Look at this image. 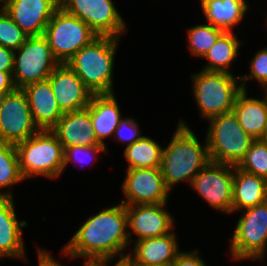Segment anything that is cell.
Segmentation results:
<instances>
[{"instance_id": "5bb4252c", "label": "cell", "mask_w": 267, "mask_h": 266, "mask_svg": "<svg viewBox=\"0 0 267 266\" xmlns=\"http://www.w3.org/2000/svg\"><path fill=\"white\" fill-rule=\"evenodd\" d=\"M166 203L126 206L129 241L167 235L174 231V218L166 211ZM165 208V209H164ZM137 240L132 239V233Z\"/></svg>"}, {"instance_id": "cb8c5ba5", "label": "cell", "mask_w": 267, "mask_h": 266, "mask_svg": "<svg viewBox=\"0 0 267 266\" xmlns=\"http://www.w3.org/2000/svg\"><path fill=\"white\" fill-rule=\"evenodd\" d=\"M199 1L207 22L224 32H233L234 26L241 23L250 8L246 0Z\"/></svg>"}, {"instance_id": "7402d4cb", "label": "cell", "mask_w": 267, "mask_h": 266, "mask_svg": "<svg viewBox=\"0 0 267 266\" xmlns=\"http://www.w3.org/2000/svg\"><path fill=\"white\" fill-rule=\"evenodd\" d=\"M87 109L90 111L95 135L106 146L104 139L113 136L122 118L116 96L112 94H93Z\"/></svg>"}, {"instance_id": "2e32d148", "label": "cell", "mask_w": 267, "mask_h": 266, "mask_svg": "<svg viewBox=\"0 0 267 266\" xmlns=\"http://www.w3.org/2000/svg\"><path fill=\"white\" fill-rule=\"evenodd\" d=\"M48 79L63 113L79 111L89 106L93 93L66 63L59 64Z\"/></svg>"}, {"instance_id": "7bdbcfd3", "label": "cell", "mask_w": 267, "mask_h": 266, "mask_svg": "<svg viewBox=\"0 0 267 266\" xmlns=\"http://www.w3.org/2000/svg\"><path fill=\"white\" fill-rule=\"evenodd\" d=\"M263 89H264V96L267 100V85H265Z\"/></svg>"}, {"instance_id": "836d02e7", "label": "cell", "mask_w": 267, "mask_h": 266, "mask_svg": "<svg viewBox=\"0 0 267 266\" xmlns=\"http://www.w3.org/2000/svg\"><path fill=\"white\" fill-rule=\"evenodd\" d=\"M198 251V249L187 252L180 251L171 262V266H208Z\"/></svg>"}, {"instance_id": "e575fe53", "label": "cell", "mask_w": 267, "mask_h": 266, "mask_svg": "<svg viewBox=\"0 0 267 266\" xmlns=\"http://www.w3.org/2000/svg\"><path fill=\"white\" fill-rule=\"evenodd\" d=\"M14 51L0 45V71L13 72Z\"/></svg>"}, {"instance_id": "5b68a950", "label": "cell", "mask_w": 267, "mask_h": 266, "mask_svg": "<svg viewBox=\"0 0 267 266\" xmlns=\"http://www.w3.org/2000/svg\"><path fill=\"white\" fill-rule=\"evenodd\" d=\"M191 79L200 119L204 118L207 121L221 114L232 112L235 99L242 90L239 76L200 70L191 74Z\"/></svg>"}, {"instance_id": "7c38bea8", "label": "cell", "mask_w": 267, "mask_h": 266, "mask_svg": "<svg viewBox=\"0 0 267 266\" xmlns=\"http://www.w3.org/2000/svg\"><path fill=\"white\" fill-rule=\"evenodd\" d=\"M38 131L25 92L15 89L5 94L0 104V141L15 145Z\"/></svg>"}, {"instance_id": "60d3db41", "label": "cell", "mask_w": 267, "mask_h": 266, "mask_svg": "<svg viewBox=\"0 0 267 266\" xmlns=\"http://www.w3.org/2000/svg\"><path fill=\"white\" fill-rule=\"evenodd\" d=\"M7 0H0V9H4Z\"/></svg>"}, {"instance_id": "ab89813d", "label": "cell", "mask_w": 267, "mask_h": 266, "mask_svg": "<svg viewBox=\"0 0 267 266\" xmlns=\"http://www.w3.org/2000/svg\"><path fill=\"white\" fill-rule=\"evenodd\" d=\"M147 266H171V263H156V264H150Z\"/></svg>"}, {"instance_id": "4316f807", "label": "cell", "mask_w": 267, "mask_h": 266, "mask_svg": "<svg viewBox=\"0 0 267 266\" xmlns=\"http://www.w3.org/2000/svg\"><path fill=\"white\" fill-rule=\"evenodd\" d=\"M24 179L14 144L0 141V190L21 183ZM12 191L0 192V197H13Z\"/></svg>"}, {"instance_id": "8d00e7d4", "label": "cell", "mask_w": 267, "mask_h": 266, "mask_svg": "<svg viewBox=\"0 0 267 266\" xmlns=\"http://www.w3.org/2000/svg\"><path fill=\"white\" fill-rule=\"evenodd\" d=\"M48 252L40 247L38 248V266H65L56 261Z\"/></svg>"}, {"instance_id": "ffe728a7", "label": "cell", "mask_w": 267, "mask_h": 266, "mask_svg": "<svg viewBox=\"0 0 267 266\" xmlns=\"http://www.w3.org/2000/svg\"><path fill=\"white\" fill-rule=\"evenodd\" d=\"M177 241V235L173 231L167 235L135 241L133 252H128L126 260L132 266L171 263L180 251Z\"/></svg>"}, {"instance_id": "603a6c76", "label": "cell", "mask_w": 267, "mask_h": 266, "mask_svg": "<svg viewBox=\"0 0 267 266\" xmlns=\"http://www.w3.org/2000/svg\"><path fill=\"white\" fill-rule=\"evenodd\" d=\"M267 201V179L234 166L232 213L241 212Z\"/></svg>"}, {"instance_id": "30bf717a", "label": "cell", "mask_w": 267, "mask_h": 266, "mask_svg": "<svg viewBox=\"0 0 267 266\" xmlns=\"http://www.w3.org/2000/svg\"><path fill=\"white\" fill-rule=\"evenodd\" d=\"M60 6L80 18L98 36L120 38L128 30L113 0H60Z\"/></svg>"}, {"instance_id": "d6a6232c", "label": "cell", "mask_w": 267, "mask_h": 266, "mask_svg": "<svg viewBox=\"0 0 267 266\" xmlns=\"http://www.w3.org/2000/svg\"><path fill=\"white\" fill-rule=\"evenodd\" d=\"M139 127L137 120L131 117H122L118 127L115 129L114 137L116 140H120L119 142L127 143L126 146H129L144 136L140 135L141 131Z\"/></svg>"}, {"instance_id": "1f68e13d", "label": "cell", "mask_w": 267, "mask_h": 266, "mask_svg": "<svg viewBox=\"0 0 267 266\" xmlns=\"http://www.w3.org/2000/svg\"><path fill=\"white\" fill-rule=\"evenodd\" d=\"M106 147L107 146H73L66 148L64 151V170L66 166H68L69 163L73 161L80 163V165H86V163H88L90 159L93 160L94 158V160L97 161L98 153L108 152Z\"/></svg>"}, {"instance_id": "ba28073f", "label": "cell", "mask_w": 267, "mask_h": 266, "mask_svg": "<svg viewBox=\"0 0 267 266\" xmlns=\"http://www.w3.org/2000/svg\"><path fill=\"white\" fill-rule=\"evenodd\" d=\"M230 242L232 260H263L267 250V201L242 211Z\"/></svg>"}, {"instance_id": "ac0fdd59", "label": "cell", "mask_w": 267, "mask_h": 266, "mask_svg": "<svg viewBox=\"0 0 267 266\" xmlns=\"http://www.w3.org/2000/svg\"><path fill=\"white\" fill-rule=\"evenodd\" d=\"M14 197H0V259L18 258L27 262L23 228L27 222L17 219Z\"/></svg>"}, {"instance_id": "d590c367", "label": "cell", "mask_w": 267, "mask_h": 266, "mask_svg": "<svg viewBox=\"0 0 267 266\" xmlns=\"http://www.w3.org/2000/svg\"><path fill=\"white\" fill-rule=\"evenodd\" d=\"M12 73L13 72L0 71V93L4 95L16 89L13 82Z\"/></svg>"}, {"instance_id": "52a82bcc", "label": "cell", "mask_w": 267, "mask_h": 266, "mask_svg": "<svg viewBox=\"0 0 267 266\" xmlns=\"http://www.w3.org/2000/svg\"><path fill=\"white\" fill-rule=\"evenodd\" d=\"M60 64L66 63L98 35L80 18L59 6L49 20L43 35Z\"/></svg>"}, {"instance_id": "44dd1931", "label": "cell", "mask_w": 267, "mask_h": 266, "mask_svg": "<svg viewBox=\"0 0 267 266\" xmlns=\"http://www.w3.org/2000/svg\"><path fill=\"white\" fill-rule=\"evenodd\" d=\"M232 112L242 129L253 139H261L267 126V100L249 98L247 90H241L237 95Z\"/></svg>"}, {"instance_id": "4dcf8cb0", "label": "cell", "mask_w": 267, "mask_h": 266, "mask_svg": "<svg viewBox=\"0 0 267 266\" xmlns=\"http://www.w3.org/2000/svg\"><path fill=\"white\" fill-rule=\"evenodd\" d=\"M250 75H240V85L243 90H247L246 81L255 79L260 86L267 85V47L261 48L256 52L250 61Z\"/></svg>"}, {"instance_id": "3957f363", "label": "cell", "mask_w": 267, "mask_h": 266, "mask_svg": "<svg viewBox=\"0 0 267 266\" xmlns=\"http://www.w3.org/2000/svg\"><path fill=\"white\" fill-rule=\"evenodd\" d=\"M119 40L98 36L66 62L93 94L114 93V55Z\"/></svg>"}, {"instance_id": "f35d334b", "label": "cell", "mask_w": 267, "mask_h": 266, "mask_svg": "<svg viewBox=\"0 0 267 266\" xmlns=\"http://www.w3.org/2000/svg\"><path fill=\"white\" fill-rule=\"evenodd\" d=\"M114 266H132L127 260L117 261Z\"/></svg>"}, {"instance_id": "7a4b0ae2", "label": "cell", "mask_w": 267, "mask_h": 266, "mask_svg": "<svg viewBox=\"0 0 267 266\" xmlns=\"http://www.w3.org/2000/svg\"><path fill=\"white\" fill-rule=\"evenodd\" d=\"M205 142L202 146L186 121L179 119L171 141L162 150L160 165L165 185L170 191L183 181L191 185L196 174L211 161L207 140Z\"/></svg>"}, {"instance_id": "f1b7e54d", "label": "cell", "mask_w": 267, "mask_h": 266, "mask_svg": "<svg viewBox=\"0 0 267 266\" xmlns=\"http://www.w3.org/2000/svg\"><path fill=\"white\" fill-rule=\"evenodd\" d=\"M236 167L267 179V143L261 139L254 140Z\"/></svg>"}, {"instance_id": "b9f144b4", "label": "cell", "mask_w": 267, "mask_h": 266, "mask_svg": "<svg viewBox=\"0 0 267 266\" xmlns=\"http://www.w3.org/2000/svg\"><path fill=\"white\" fill-rule=\"evenodd\" d=\"M261 140L267 143V126H266L265 133H264L263 137L261 138Z\"/></svg>"}, {"instance_id": "277c9868", "label": "cell", "mask_w": 267, "mask_h": 266, "mask_svg": "<svg viewBox=\"0 0 267 266\" xmlns=\"http://www.w3.org/2000/svg\"><path fill=\"white\" fill-rule=\"evenodd\" d=\"M24 179L43 176L56 179L64 172V148L51 130H39L15 144Z\"/></svg>"}, {"instance_id": "ee69618b", "label": "cell", "mask_w": 267, "mask_h": 266, "mask_svg": "<svg viewBox=\"0 0 267 266\" xmlns=\"http://www.w3.org/2000/svg\"><path fill=\"white\" fill-rule=\"evenodd\" d=\"M3 96H4V94L0 93V104H1Z\"/></svg>"}, {"instance_id": "9a60e30c", "label": "cell", "mask_w": 267, "mask_h": 266, "mask_svg": "<svg viewBox=\"0 0 267 266\" xmlns=\"http://www.w3.org/2000/svg\"><path fill=\"white\" fill-rule=\"evenodd\" d=\"M59 6L60 0H7L4 10L31 37L44 35L49 20Z\"/></svg>"}, {"instance_id": "e0dca14e", "label": "cell", "mask_w": 267, "mask_h": 266, "mask_svg": "<svg viewBox=\"0 0 267 266\" xmlns=\"http://www.w3.org/2000/svg\"><path fill=\"white\" fill-rule=\"evenodd\" d=\"M51 131L64 150L73 146H103L95 135L90 111L87 108L64 113Z\"/></svg>"}, {"instance_id": "4fadbf2b", "label": "cell", "mask_w": 267, "mask_h": 266, "mask_svg": "<svg viewBox=\"0 0 267 266\" xmlns=\"http://www.w3.org/2000/svg\"><path fill=\"white\" fill-rule=\"evenodd\" d=\"M126 206L167 203L170 190L166 187L160 167L127 169L122 183Z\"/></svg>"}, {"instance_id": "83f0119b", "label": "cell", "mask_w": 267, "mask_h": 266, "mask_svg": "<svg viewBox=\"0 0 267 266\" xmlns=\"http://www.w3.org/2000/svg\"><path fill=\"white\" fill-rule=\"evenodd\" d=\"M188 49L193 56L203 58L217 39L224 33L223 30L215 28L210 23L198 24L188 31Z\"/></svg>"}, {"instance_id": "d6986e66", "label": "cell", "mask_w": 267, "mask_h": 266, "mask_svg": "<svg viewBox=\"0 0 267 266\" xmlns=\"http://www.w3.org/2000/svg\"><path fill=\"white\" fill-rule=\"evenodd\" d=\"M22 90L36 126L39 130H51L64 113L59 108L49 79L29 84Z\"/></svg>"}, {"instance_id": "8992f818", "label": "cell", "mask_w": 267, "mask_h": 266, "mask_svg": "<svg viewBox=\"0 0 267 266\" xmlns=\"http://www.w3.org/2000/svg\"><path fill=\"white\" fill-rule=\"evenodd\" d=\"M208 123L205 140L211 161L237 166L255 139L242 129L233 112L213 117Z\"/></svg>"}, {"instance_id": "74e56055", "label": "cell", "mask_w": 267, "mask_h": 266, "mask_svg": "<svg viewBox=\"0 0 267 266\" xmlns=\"http://www.w3.org/2000/svg\"><path fill=\"white\" fill-rule=\"evenodd\" d=\"M109 262H84L83 266H107Z\"/></svg>"}, {"instance_id": "f546056e", "label": "cell", "mask_w": 267, "mask_h": 266, "mask_svg": "<svg viewBox=\"0 0 267 266\" xmlns=\"http://www.w3.org/2000/svg\"><path fill=\"white\" fill-rule=\"evenodd\" d=\"M28 37L9 14L4 9H0V45L15 51Z\"/></svg>"}, {"instance_id": "484cf974", "label": "cell", "mask_w": 267, "mask_h": 266, "mask_svg": "<svg viewBox=\"0 0 267 266\" xmlns=\"http://www.w3.org/2000/svg\"><path fill=\"white\" fill-rule=\"evenodd\" d=\"M162 150V145L144 135L141 139L125 147L124 158L128 162L127 169L160 167Z\"/></svg>"}, {"instance_id": "8fae6325", "label": "cell", "mask_w": 267, "mask_h": 266, "mask_svg": "<svg viewBox=\"0 0 267 266\" xmlns=\"http://www.w3.org/2000/svg\"><path fill=\"white\" fill-rule=\"evenodd\" d=\"M234 166L210 161L191 182L197 195L218 212L232 214Z\"/></svg>"}, {"instance_id": "9c48e42d", "label": "cell", "mask_w": 267, "mask_h": 266, "mask_svg": "<svg viewBox=\"0 0 267 266\" xmlns=\"http://www.w3.org/2000/svg\"><path fill=\"white\" fill-rule=\"evenodd\" d=\"M59 64L43 35L28 37L14 51L12 77L16 89L48 79Z\"/></svg>"}, {"instance_id": "6da1fadb", "label": "cell", "mask_w": 267, "mask_h": 266, "mask_svg": "<svg viewBox=\"0 0 267 266\" xmlns=\"http://www.w3.org/2000/svg\"><path fill=\"white\" fill-rule=\"evenodd\" d=\"M126 205L120 204L100 210L86 219L62 248L61 254L84 262H110L127 259L128 236Z\"/></svg>"}, {"instance_id": "d4e9b609", "label": "cell", "mask_w": 267, "mask_h": 266, "mask_svg": "<svg viewBox=\"0 0 267 266\" xmlns=\"http://www.w3.org/2000/svg\"><path fill=\"white\" fill-rule=\"evenodd\" d=\"M241 44L237 34L234 32H224L204 55L203 58L209 62L202 70L232 74L229 68L234 59H236Z\"/></svg>"}]
</instances>
